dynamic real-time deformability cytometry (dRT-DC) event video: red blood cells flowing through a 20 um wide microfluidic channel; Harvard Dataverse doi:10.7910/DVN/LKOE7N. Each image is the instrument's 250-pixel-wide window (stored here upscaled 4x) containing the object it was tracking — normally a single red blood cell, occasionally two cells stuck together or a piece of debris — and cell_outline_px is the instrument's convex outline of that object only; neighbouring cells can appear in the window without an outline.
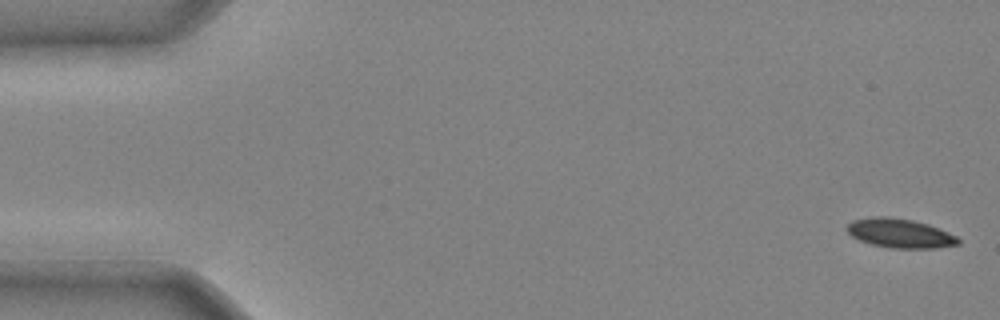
{"species": "common noctule bat (a hibernating species)", "species_latin": "Nyctalus noctula", "temperature_condition": "cold", "stored_images_in_passage": 13, "camera_frame_rate_fps": 3000, "um_per_image_px": 0.085, "animal": {"sex": "male", "body_mass_g": 20.4}, "frame": {"image": 1, "passage_image": 1, "time_ms": 0.0, "image_size_px": [1000, 320], "cell_outline_px": [[960, 244], [936, 248], [892, 248], [872, 244], [860, 240], [852, 236], [848, 232], [848, 224], [852, 220], [872, 216], [888, 216], [912, 220], [928, 224], [948, 232], [956, 236], [960, 240]], "centroid_in_image_um": [76.51, 19.82], "position_along_channel_um": 8.5, "area_um2": 18.84}}
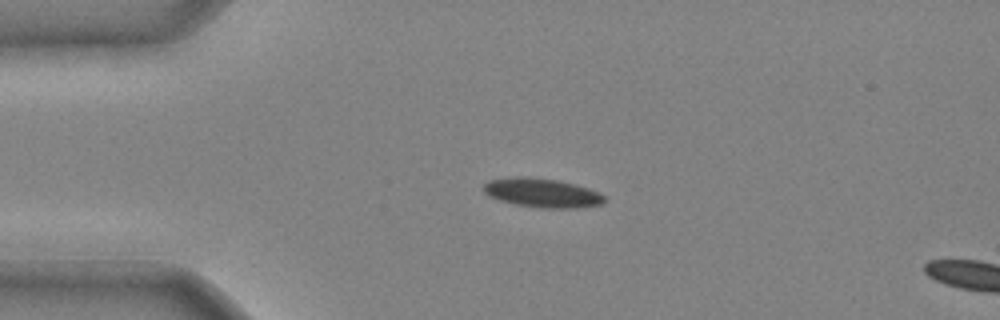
{"frame": {"image": 2, "passage_image": 10, "time_ms": 3.0, "image_size_px": [1000, 320], "cell_outline_px": [[608, 200], [604, 204], [576, 208], [540, 208], [516, 204], [500, 200], [488, 196], [480, 188], [488, 180], [516, 176], [528, 176], [556, 180], [576, 184], [600, 192]], "centroid_in_image_um": [46.09, 16.39], "position_along_channel_um": 38.9, "area_um2": 20.81}}